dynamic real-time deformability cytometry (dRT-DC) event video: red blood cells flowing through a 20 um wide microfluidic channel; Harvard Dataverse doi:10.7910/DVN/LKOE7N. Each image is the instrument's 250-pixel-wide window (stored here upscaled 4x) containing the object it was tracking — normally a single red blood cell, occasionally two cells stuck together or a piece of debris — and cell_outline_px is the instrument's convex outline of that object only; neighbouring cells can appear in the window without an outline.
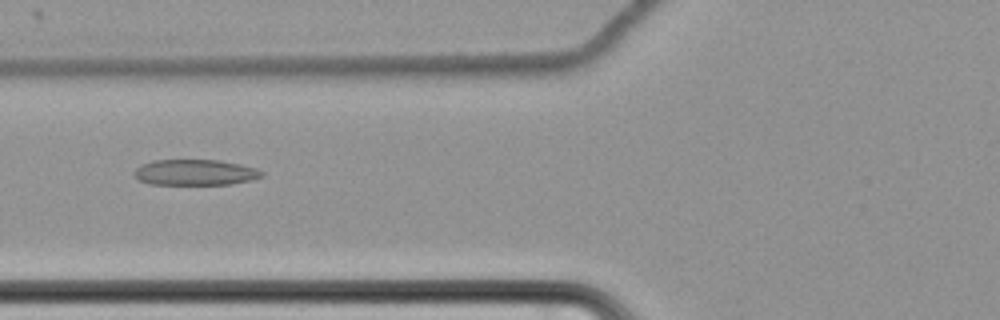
{"species": "common noctule bat (a hibernating species)", "species_latin": "Nyctalus noctula", "temperature_condition": "cold", "stored_images_in_passage": 49, "camera_frame_rate_fps": 3000, "um_per_image_px": 0.085, "animal": {"sex": "female", "body_mass_g": 22.7, "forearm_length_mm": 54.2}, "frame": {"image": 1, "passage_image": 13, "time_ms": 4.0, "image_size_px": [1000, 320], "cell_outline_px": [[264, 176], [252, 180], [232, 184], [148, 184], [140, 180], [132, 172], [140, 164], [152, 160], [220, 160], [240, 164], [256, 168], [264, 172]], "centroid_in_image_um": [16.6, 14.65], "position_along_channel_um": 109.2, "area_um2": 19.31}}
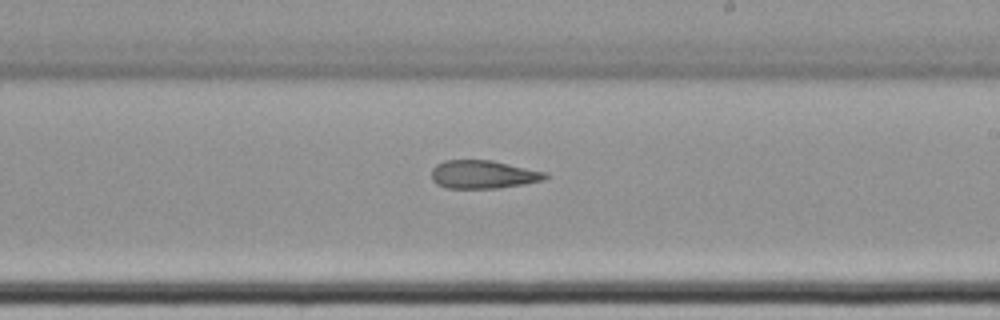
{"frame": {"image": 2, "passage_image": 25, "time_ms": 8.0, "image_size_px": [1000, 320], "cell_outline_px": [[548, 176], [544, 180], [524, 184], [500, 188], [444, 188], [436, 184], [432, 180], [432, 168], [436, 164], [444, 160], [492, 160], [548, 172]], "centroid_in_image_um": [41.07, 14.83], "position_along_channel_um": 247.9, "area_um2": 18.96}}
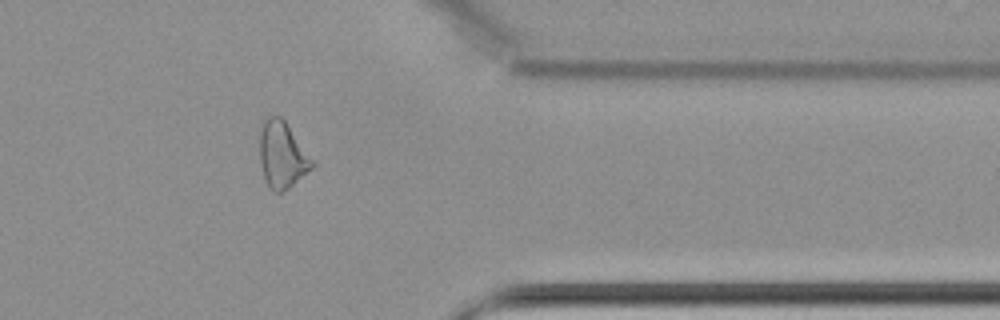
{"frame": {"image": 3, "passage_image": 38, "time_ms": 12.333, "image_size_px": [1000, 320], "cell_outline_px": [[316, 164], [312, 168], [288, 188], [280, 192], [272, 192], [268, 188], [264, 176], [260, 160], [260, 128], [264, 120], [268, 116], [280, 116], [284, 120]], "centroid_in_image_um": [23.97, 13.17], "position_along_channel_um": 387.4, "area_um2": 20.06}, "authors_computed_cell_mechanics": {"area_um2": 20.23, "velocity_mm_per_s": 3.4715, "shape_relaxation_time_tau1_ms": null, "shape_relaxation_time_tau2_ms": 5.9528, "deformation_change_tau1": null, "deformation_change_tau2": 0.1422}}